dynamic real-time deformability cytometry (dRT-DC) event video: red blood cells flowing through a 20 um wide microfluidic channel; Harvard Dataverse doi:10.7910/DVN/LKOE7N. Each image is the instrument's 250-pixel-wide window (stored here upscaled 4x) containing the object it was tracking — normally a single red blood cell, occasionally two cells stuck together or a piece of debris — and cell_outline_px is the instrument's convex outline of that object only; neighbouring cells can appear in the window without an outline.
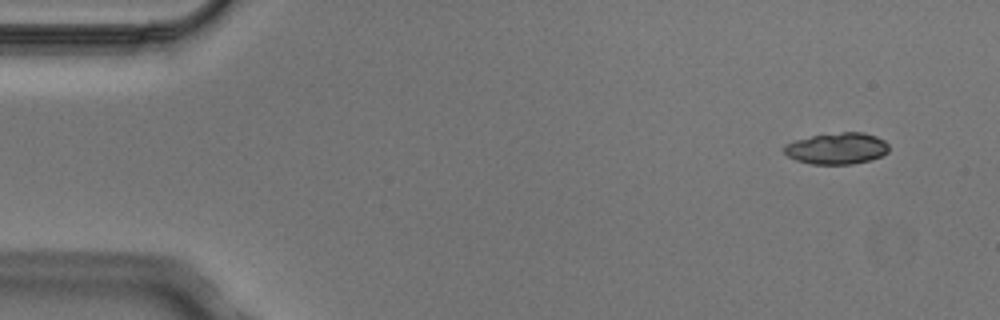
{"species": "Egyptian fruit bat (a non-hibernating species)", "species_latin": "Rousettus aegyptiacus", "temperature_condition": "cold", "stored_images_in_passage": 4, "camera_frame_rate_fps": 3000, "um_per_image_px": 0.085, "animal": {"sex": "male"}, "frame": {"image": 1, "passage_image": 1, "time_ms": 0.0, "image_size_px": [1000, 320], "cell_outline_px": [[888, 152], [872, 160], [852, 164], [812, 164], [796, 160], [788, 156], [784, 152], [784, 144], [792, 140], [812, 136], [840, 132], [864, 132], [876, 136], [884, 140], [888, 144]], "centroid_in_image_um": [71.13, 12.61], "position_along_channel_um": 13.9, "area_um2": 19.31}}
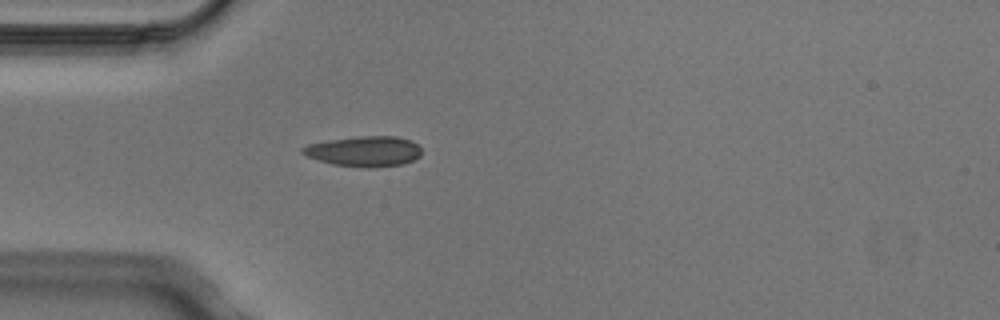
{"frame": {"image": 2, "passage_image": 4, "time_ms": 1.0, "image_size_px": [1000, 320], "cell_outline_px": [[420, 156], [404, 164], [372, 168], [364, 168], [332, 164], [308, 156], [300, 152], [300, 148], [308, 144], [332, 140], [360, 136], [396, 136], [408, 140], [416, 144], [420, 148]], "centroid_in_image_um": [30.96, 12.87], "position_along_channel_um": 54.0, "area_um2": 20.87}}